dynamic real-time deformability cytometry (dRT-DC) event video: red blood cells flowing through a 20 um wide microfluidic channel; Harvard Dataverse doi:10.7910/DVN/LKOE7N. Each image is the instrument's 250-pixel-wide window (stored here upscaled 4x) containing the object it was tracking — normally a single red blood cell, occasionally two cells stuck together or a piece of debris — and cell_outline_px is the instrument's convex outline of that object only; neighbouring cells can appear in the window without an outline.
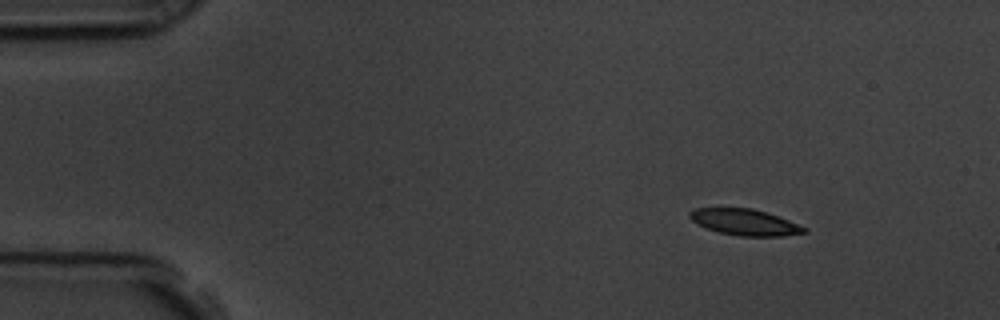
{"species": "common noctule bat (a hibernating species)", "species_latin": "Nyctalus noctula", "temperature_condition": "room temperature", "stored_images_in_passage": 52, "camera_frame_rate_fps": 3000, "um_per_image_px": 0.085, "animal": {"sex": "male", "body_mass_g": 19.5, "forearm_length_mm": 54.6}, "frame": {"image": 1, "passage_image": 1, "time_ms": 0.0, "image_size_px": [1000, 320], "cell_outline_px": [[808, 232], [784, 236], [740, 236], [720, 232], [696, 224], [688, 216], [688, 212], [692, 208], [752, 208], [768, 212], [808, 228]], "centroid_in_image_um": [63.31, 18.88], "position_along_channel_um": 21.7, "area_um2": 17.57}}
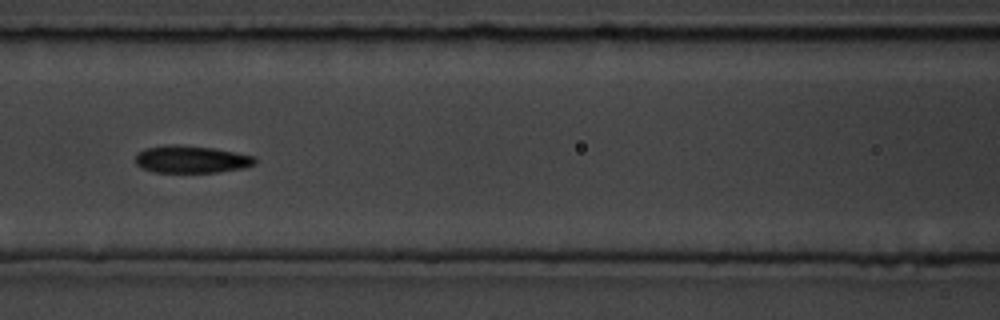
{"frame": {"image": 2, "passage_image": 19, "time_ms": 6.0, "image_size_px": [1000, 320], "cell_outline_px": [[256, 164], [244, 168], [216, 172], [152, 172], [136, 164], [136, 152], [144, 148], [212, 148], [256, 156]], "centroid_in_image_um": [16.33, 13.6], "position_along_channel_um": 150.3, "area_um2": 18.03}}
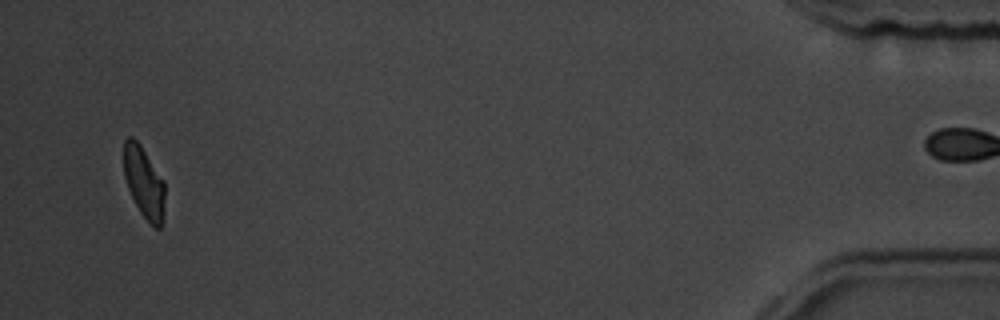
{"frame": {"image": 3, "passage_image": 49, "time_ms": 16.0, "image_size_px": [1000, 320], "cell_outline_px": [[164, 196], [160, 228], [156, 228], [140, 212], [128, 188], [124, 176], [124, 140], [128, 136], [132, 136], [140, 144], [164, 180]], "centroid_in_image_um": [12.21, 15.43], "position_along_channel_um": 423.0, "area_um2": 16.65}, "authors_computed_cell_mechanics": {"area_um2": 18.6694, "velocity_mm_per_s": 3.5596, "shape_relaxation_time_tau1_ms": 3.0774, "shape_relaxation_time_tau2_ms": 1.3547, "deformation_change_tau1": 0.1173, "deformation_change_tau2": 0.066}}